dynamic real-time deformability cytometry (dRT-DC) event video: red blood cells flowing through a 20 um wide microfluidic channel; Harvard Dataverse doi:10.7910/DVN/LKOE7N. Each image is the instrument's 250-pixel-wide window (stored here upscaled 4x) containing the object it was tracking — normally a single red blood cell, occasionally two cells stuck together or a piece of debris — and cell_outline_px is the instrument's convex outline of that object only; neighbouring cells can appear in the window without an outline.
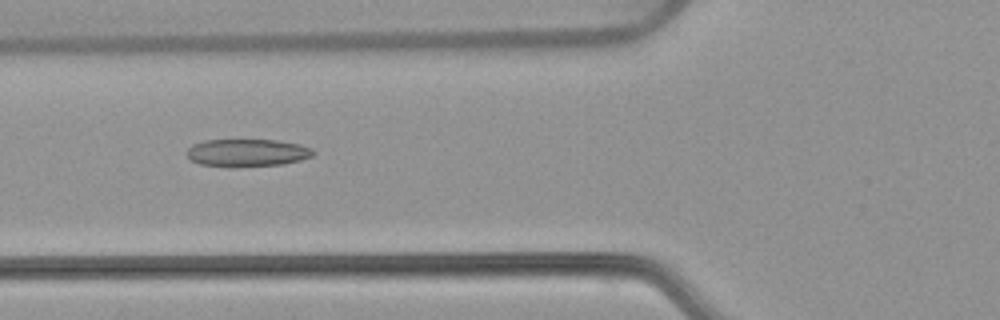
{"species": "common noctule bat (a hibernating species)", "species_latin": "Nyctalus noctula", "temperature_condition": "warm", "stored_images_in_passage": 54, "camera_frame_rate_fps": 3000, "um_per_image_px": 0.085, "animal": {"sex": "female", "body_mass_g": 22.7, "forearm_length_mm": 54.2}, "frame": {"image": 1, "passage_image": 21, "time_ms": 6.667, "image_size_px": [1000, 320], "cell_outline_px": [[316, 152], [312, 156], [300, 160], [284, 164], [200, 164], [192, 160], [184, 152], [192, 144], [204, 140], [276, 140], [300, 144], [312, 148]], "centroid_in_image_um": [21.04, 12.93], "position_along_channel_um": 104.8, "area_um2": 19.48}}
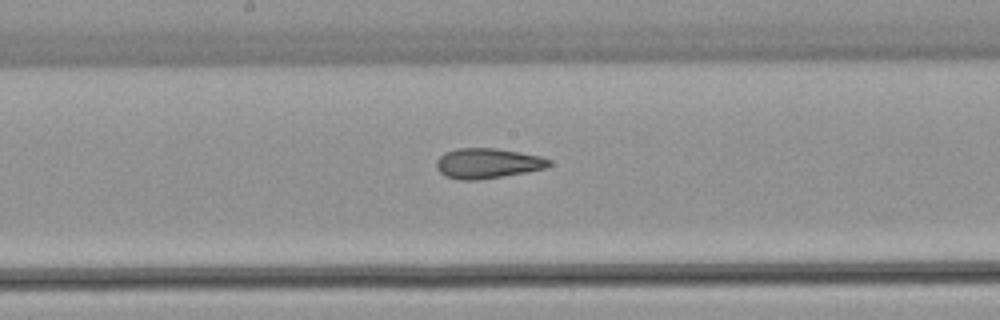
{"frame": {"image": 2, "passage_image": 29, "time_ms": 9.333, "image_size_px": [1000, 320], "cell_outline_px": [[552, 164], [544, 168], [528, 172], [504, 176], [476, 180], [460, 180], [444, 176], [436, 168], [436, 160], [444, 152], [456, 148], [496, 148], [520, 152], [540, 156], [552, 160]], "centroid_in_image_um": [41.43, 13.88], "position_along_channel_um": 206.8, "area_um2": 20.0}}
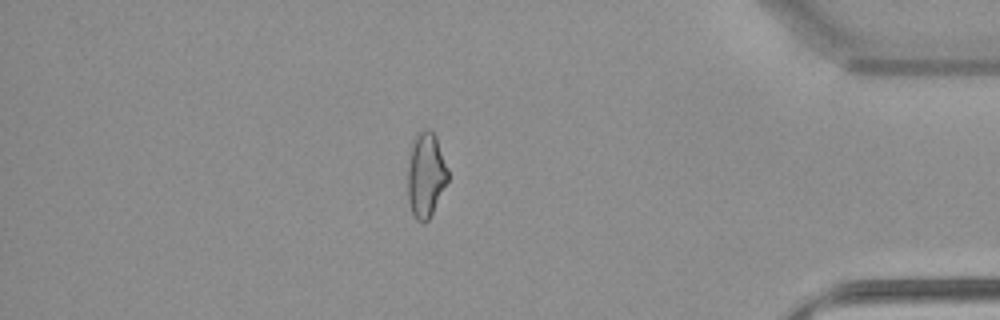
{"frame": {"image": 3, "passage_image": 47, "time_ms": 15.333, "image_size_px": [1000, 320], "cell_outline_px": [[448, 180], [428, 220], [424, 224], [416, 220], [412, 212], [408, 200], [408, 168], [412, 140], [424, 128], [428, 128], [436, 136], [448, 168]], "centroid_in_image_um": [36.19, 14.86], "position_along_channel_um": 399.0, "area_um2": 19.77}, "authors_computed_cell_mechanics": {"area_um2": 20.9525, "velocity_mm_per_s": 3.8137, "shape_relaxation_time_tau1_ms": null, "shape_relaxation_time_tau2_ms": 2.3321, "deformation_change_tau1": null, "deformation_change_tau2": 0.0939}}